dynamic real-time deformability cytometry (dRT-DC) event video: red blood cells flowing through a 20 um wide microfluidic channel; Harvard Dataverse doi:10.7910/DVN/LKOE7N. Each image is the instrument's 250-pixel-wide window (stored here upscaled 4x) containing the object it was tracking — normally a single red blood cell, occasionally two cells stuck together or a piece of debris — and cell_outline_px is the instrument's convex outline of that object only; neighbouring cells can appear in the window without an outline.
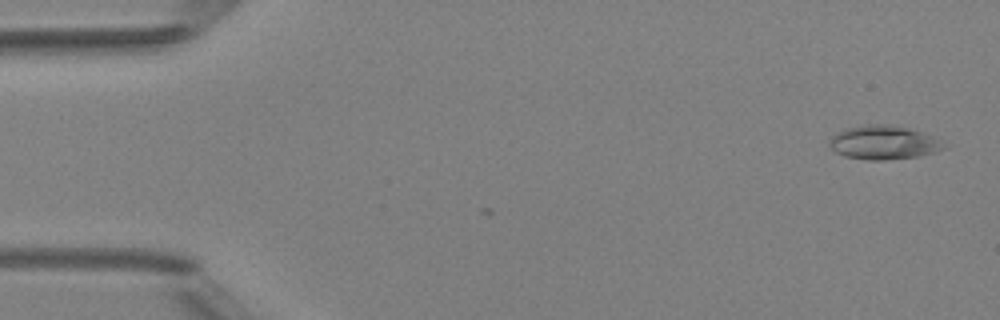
{"species": "Egyptian fruit bat (a non-hibernating species)", "species_latin": "Rousettus aegyptiacus", "temperature_condition": "room temperature", "stored_images_in_passage": 6, "camera_frame_rate_fps": 3000, "um_per_image_px": 0.085, "animal": {"sex": "female"}, "frame": {"image": 1, "passage_image": 6, "time_ms": 5.667, "image_size_px": [1000, 320], "cell_outline_px": [[948, 148], [936, 152], [920, 156], [884, 160], [868, 160], [844, 156], [836, 152], [828, 144], [832, 136], [848, 128], [864, 124], [892, 124], [908, 128], [932, 136]], "centroid_in_image_um": [75.11, 12.12], "position_along_channel_um": 9.9, "area_um2": 22.43}}